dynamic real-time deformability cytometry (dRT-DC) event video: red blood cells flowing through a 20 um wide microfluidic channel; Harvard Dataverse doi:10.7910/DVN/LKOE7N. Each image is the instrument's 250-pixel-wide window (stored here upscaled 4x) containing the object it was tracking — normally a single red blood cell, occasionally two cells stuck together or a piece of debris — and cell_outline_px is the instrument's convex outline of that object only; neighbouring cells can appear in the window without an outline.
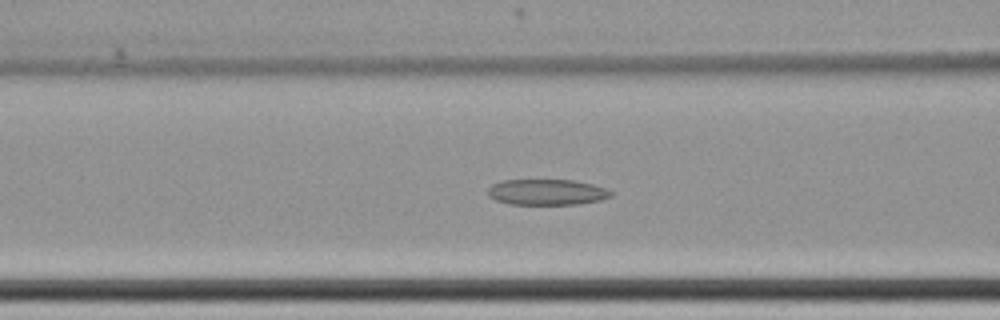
{"species": "common noctule bat (a hibernating species)", "species_latin": "Nyctalus noctula", "temperature_condition": "cold", "stored_images_in_passage": 66, "camera_frame_rate_fps": 3000, "um_per_image_px": 0.085, "animal": {"sex": "female", "body_mass_g": 22.7, "forearm_length_mm": 54.2}, "frame": {"image": 1, "passage_image": 31, "time_ms": 10.0, "image_size_px": [1000, 320], "cell_outline_px": [[612, 196], [600, 200], [580, 204], [508, 204], [496, 200], [488, 196], [488, 188], [492, 184], [500, 180], [576, 180], [608, 188], [612, 192]], "centroid_in_image_um": [46.49, 16.32], "position_along_channel_um": 120.1, "area_um2": 18.67}}
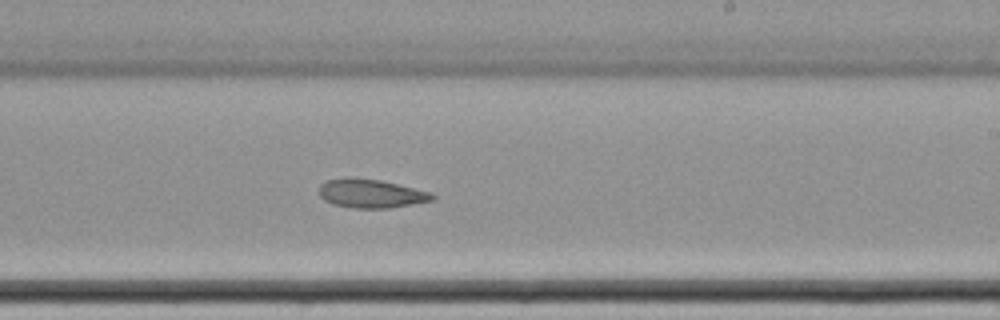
{"frame": {"image": 2, "passage_image": 43, "time_ms": 14.0, "image_size_px": [1000, 320], "cell_outline_px": [[436, 200], [388, 208], [352, 208], [332, 204], [324, 200], [320, 196], [320, 184], [328, 180], [348, 176], [380, 180], [432, 192], [436, 196]], "centroid_in_image_um": [31.55, 16.44], "position_along_channel_um": 257.5, "area_um2": 19.13}}
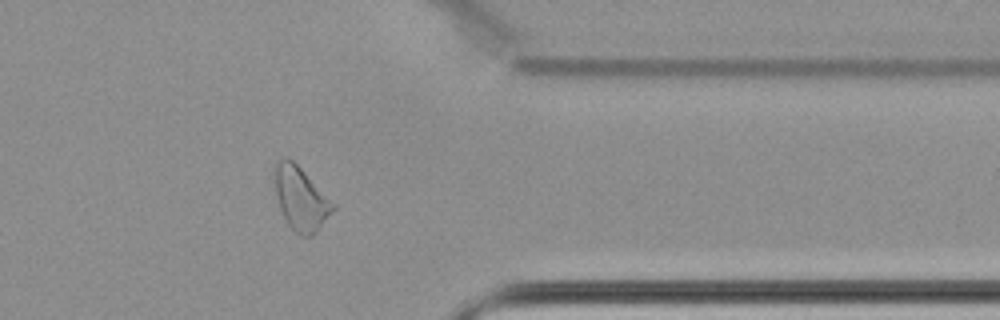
{"frame": {"image": 3, "passage_image": 55, "time_ms": 18.0, "image_size_px": [1000, 320], "cell_outline_px": [[336, 208], [316, 232], [308, 236], [300, 236], [288, 224], [280, 208], [276, 192], [276, 160], [284, 156], [292, 160], [336, 204]], "centroid_in_image_um": [25.6, 16.89], "position_along_channel_um": 385.8, "area_um2": 21.04}}